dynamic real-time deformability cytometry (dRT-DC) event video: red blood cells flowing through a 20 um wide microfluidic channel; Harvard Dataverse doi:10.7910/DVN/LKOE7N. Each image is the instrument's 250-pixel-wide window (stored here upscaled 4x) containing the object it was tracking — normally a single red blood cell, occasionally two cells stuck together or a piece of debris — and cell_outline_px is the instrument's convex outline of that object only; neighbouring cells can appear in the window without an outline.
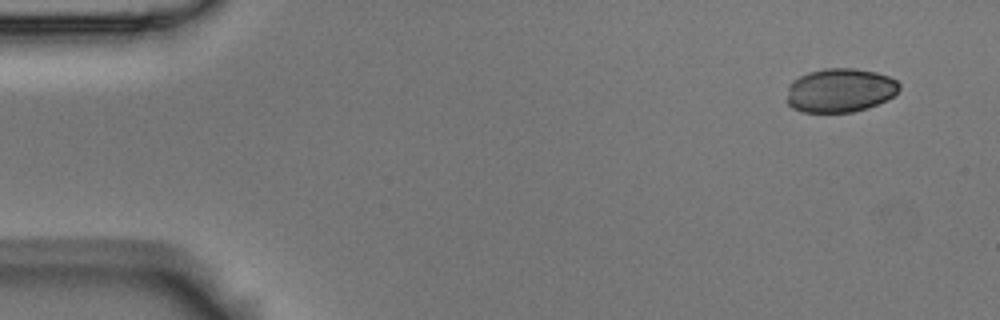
{"species": "Egyptian fruit bat (a non-hibernating species)", "species_latin": "Rousettus aegyptiacus", "temperature_condition": "room temperature", "stored_images_in_passage": 6, "camera_frame_rate_fps": 3000, "um_per_image_px": 0.085, "animal": {"sex": "male"}, "frame": {"image": 1, "passage_image": 1, "time_ms": 0.0, "image_size_px": [1000, 320], "cell_outline_px": [[900, 88], [888, 100], [868, 108], [852, 112], [804, 112], [792, 108], [788, 104], [788, 88], [792, 80], [808, 72], [824, 68], [856, 68], [876, 72], [888, 76], [896, 80], [900, 84]], "centroid_in_image_um": [71.42, 7.67], "position_along_channel_um": 13.6, "area_um2": 28.9}}
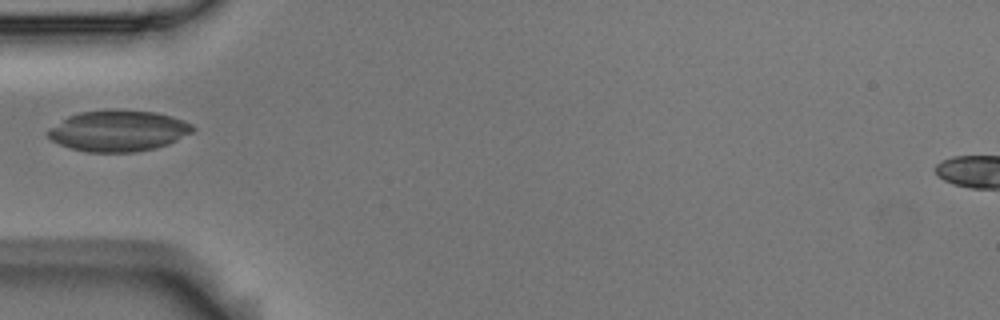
{"frame": {"image": 2, "passage_image": 5, "time_ms": 1.333, "image_size_px": [1000, 320], "cell_outline_px": [[196, 128], [192, 132], [168, 144], [156, 148], [136, 152], [88, 152], [72, 148], [60, 144], [52, 140], [44, 132], [48, 128], [68, 116], [80, 112], [112, 108], [120, 108], [156, 112], [172, 116], [184, 120], [192, 124]], "centroid_in_image_um": [10.05, 11.09], "position_along_channel_um": 74.9, "area_um2": 35.14}}
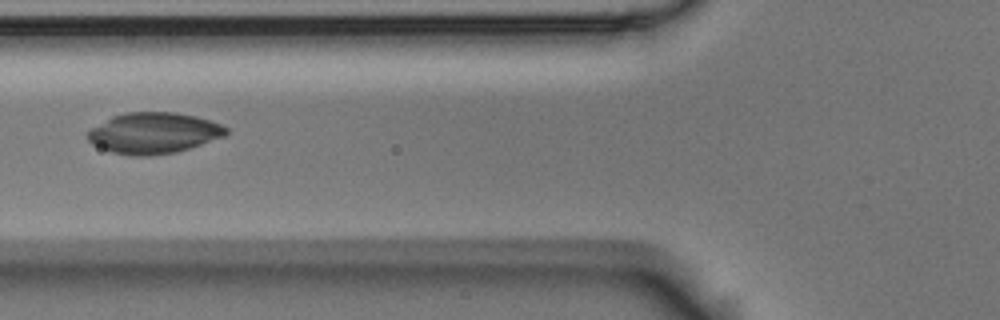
{"frame": {"image": 3, "passage_image": 6, "time_ms": 1.667, "image_size_px": [1000, 320], "cell_outline_px": [[228, 132], [224, 136], [176, 152], [148, 156], [132, 156], [112, 152], [100, 148], [92, 144], [84, 136], [92, 128], [112, 116], [124, 112], [176, 112], [196, 116], [220, 124], [228, 128]], "centroid_in_image_um": [13.02, 11.3], "position_along_channel_um": 112.8, "area_um2": 33.0}}